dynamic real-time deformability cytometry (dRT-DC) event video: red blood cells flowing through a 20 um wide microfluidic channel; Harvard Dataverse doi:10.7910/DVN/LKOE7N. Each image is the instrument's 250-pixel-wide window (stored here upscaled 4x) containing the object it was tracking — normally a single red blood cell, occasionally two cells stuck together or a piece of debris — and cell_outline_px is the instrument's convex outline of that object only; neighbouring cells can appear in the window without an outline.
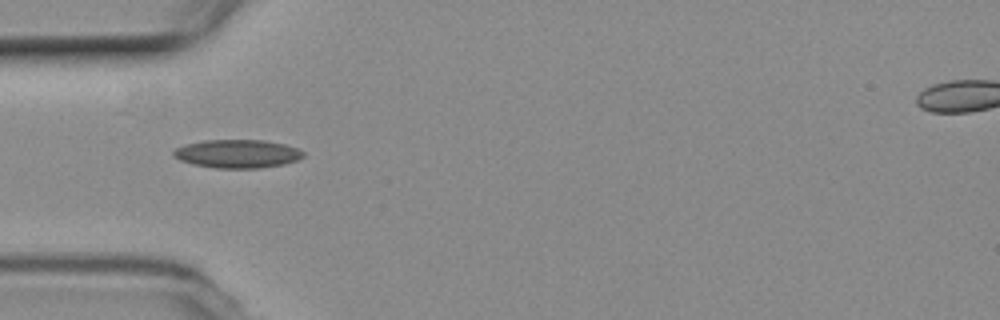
{"species": "common noctule bat (a hibernating species)", "species_latin": "Nyctalus noctula", "temperature_condition": "room temperature", "stored_images_in_passage": 13, "camera_frame_rate_fps": 3000, "um_per_image_px": 0.085, "animal": {"sex": "female", "body_mass_g": 19.3, "forearm_length_mm": 54.1}, "frame": {"image": 1, "passage_image": 1, "time_ms": 0.0, "image_size_px": [1000, 320], "cell_outline_px": [[304, 156], [296, 160], [284, 164], [260, 168], [216, 168], [196, 164], [180, 160], [172, 156], [172, 152], [176, 148], [184, 144], [204, 140], [264, 140], [284, 144], [296, 148], [304, 152]], "centroid_in_image_um": [20.16, 13.06], "position_along_channel_um": 64.8, "area_um2": 21.39}}
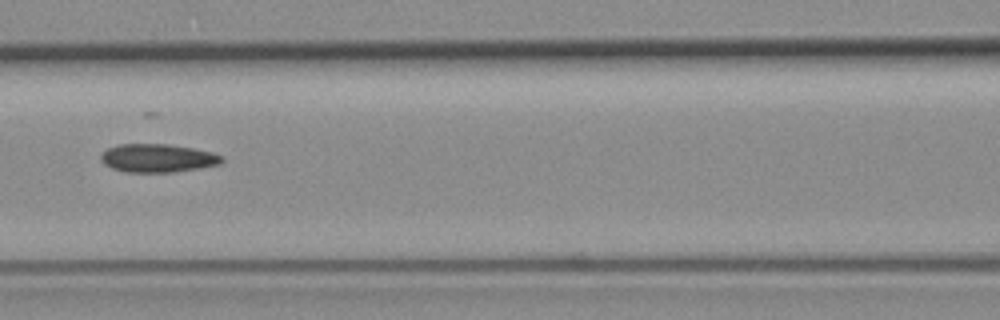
{"frame": {"image": 2, "passage_image": 8, "time_ms": 2.333, "image_size_px": [1000, 320], "cell_outline_px": [[224, 160], [220, 164], [200, 168], [172, 172], [124, 172], [112, 168], [104, 164], [100, 160], [100, 156], [108, 148], [120, 144], [168, 144], [192, 148], [212, 152], [224, 156]], "centroid_in_image_um": [13.41, 13.44], "position_along_channel_um": 153.2, "area_um2": 20.0}}
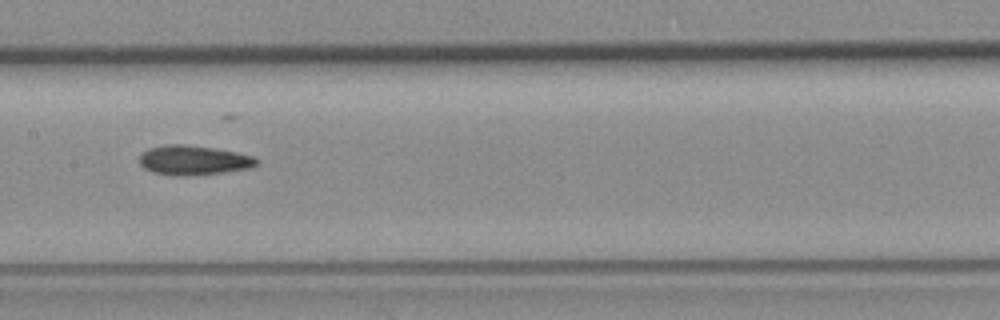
{"frame": {"image": 3, "passage_image": 11, "time_ms": 3.333, "image_size_px": [1000, 320], "cell_outline_px": [[260, 160], [252, 168], [224, 172], [188, 176], [176, 176], [152, 172], [144, 168], [140, 164], [140, 152], [148, 148], [168, 144], [184, 144], [212, 148], [236, 152], [252, 156]], "centroid_in_image_um": [16.43, 13.62], "position_along_channel_um": 191.0, "area_um2": 20.29}}